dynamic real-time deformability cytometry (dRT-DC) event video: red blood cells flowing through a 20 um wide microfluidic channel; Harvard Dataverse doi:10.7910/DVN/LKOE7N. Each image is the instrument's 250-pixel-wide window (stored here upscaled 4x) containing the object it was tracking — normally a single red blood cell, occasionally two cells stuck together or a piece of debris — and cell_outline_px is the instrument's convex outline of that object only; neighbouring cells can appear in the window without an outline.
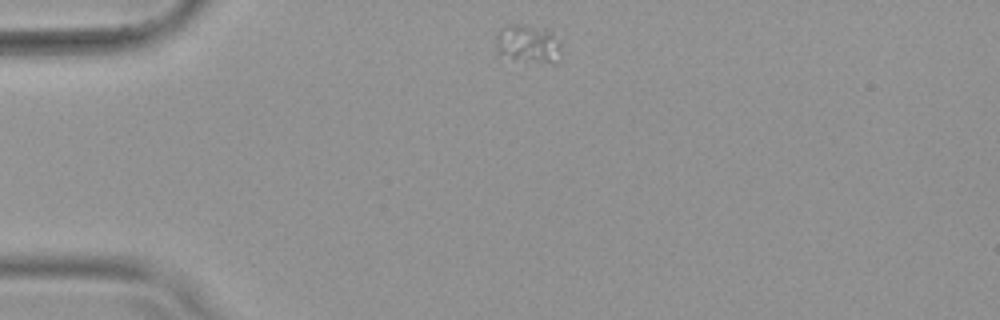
{"species": "common noctule bat (a hibernating species)", "species_latin": "Nyctalus noctula", "temperature_condition": "warm", "stored_images_in_passage": 43, "camera_frame_rate_fps": 3000, "um_per_image_px": 0.085, "animal": {"sex": "female", "body_mass_g": 19.9}, "frame": {"image": 1, "passage_image": 1, "time_ms": 0.0, "image_size_px": [1000, 320], "cell_outline_px": [[564, 40], [560, 60], [556, 64], [552, 64], [512, 60], [496, 52], [496, 36], [500, 28], [504, 24], [524, 24], [552, 32]], "centroid_in_image_um": [44.95, 3.75], "position_along_channel_um": 40.0, "area_um2": 15.55}}
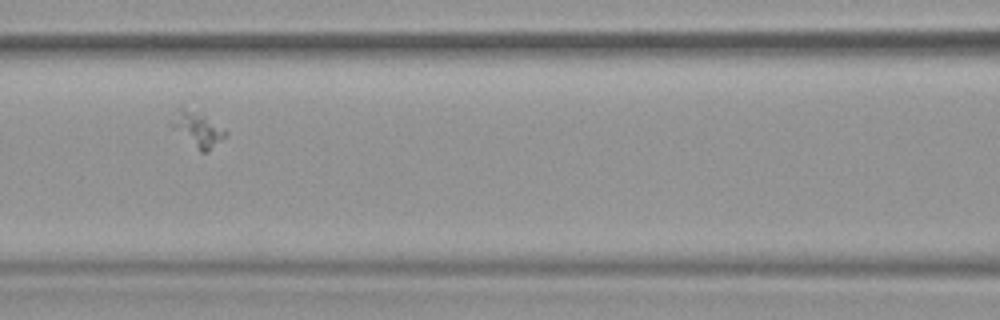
{"frame": {"image": 2, "passage_image": 13, "time_ms": 4.0, "image_size_px": [1000, 320], "cell_outline_px": [[228, 132], [208, 152], [200, 152], [172, 128], [168, 124], [180, 104], [204, 116]], "centroid_in_image_um": [16.71, 10.96], "position_along_channel_um": 149.9, "area_um2": 10.81}}
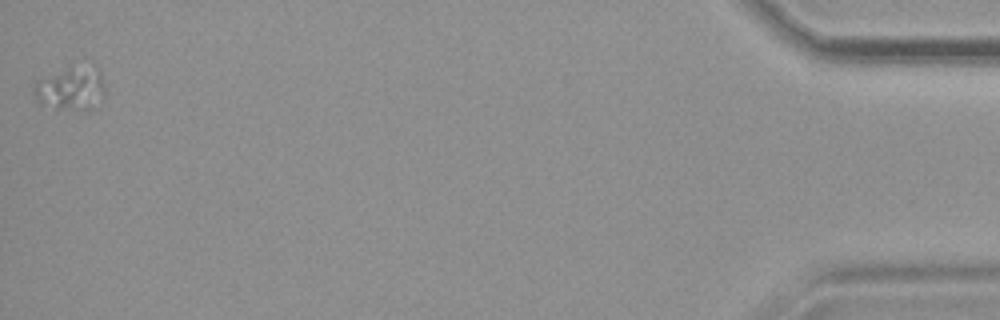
{"frame": {"image": 3, "passage_image": 43, "time_ms": 14.0, "image_size_px": [1000, 320], "cell_outline_px": [[104, 100], [92, 108], [80, 112], [56, 108], [40, 104], [36, 100], [32, 92], [32, 84], [36, 80], [68, 68], [92, 60], [96, 64], [104, 80]], "centroid_in_image_um": [6.08, 7.5], "position_along_channel_um": 429.1, "area_um2": 19.07}}